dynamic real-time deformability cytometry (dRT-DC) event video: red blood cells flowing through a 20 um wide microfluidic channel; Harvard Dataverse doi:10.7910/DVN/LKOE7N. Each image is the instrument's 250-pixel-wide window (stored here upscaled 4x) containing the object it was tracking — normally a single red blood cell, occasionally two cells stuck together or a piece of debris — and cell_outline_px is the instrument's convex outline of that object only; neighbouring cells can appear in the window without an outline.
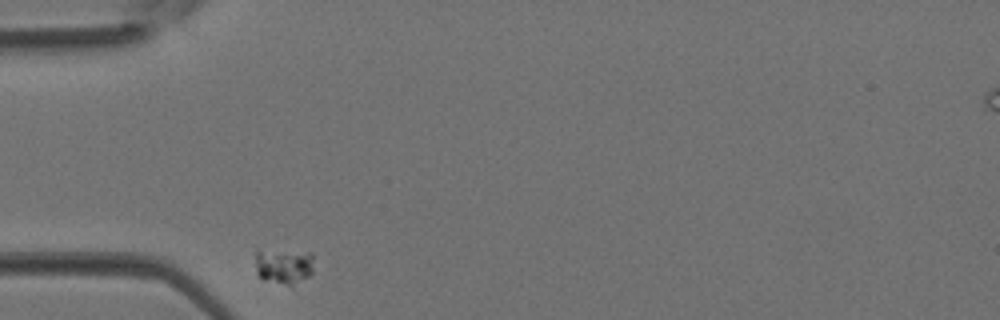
{"species": "Egyptian fruit bat (a non-hibernating species)", "species_latin": "Rousettus aegyptiacus", "temperature_condition": "room temperature", "stored_images_in_passage": 8, "camera_frame_rate_fps": 3000, "um_per_image_px": 0.085, "animal": {"sex": "female"}, "frame": {"image": 1, "passage_image": 1, "time_ms": 0.0, "image_size_px": [1000, 320], "cell_outline_px": [[312, 272], [308, 276], [292, 288], [264, 280], [256, 272], [256, 248], [312, 252]], "centroid_in_image_um": [24.1, 22.61], "position_along_channel_um": 60.9, "area_um2": 12.77}}
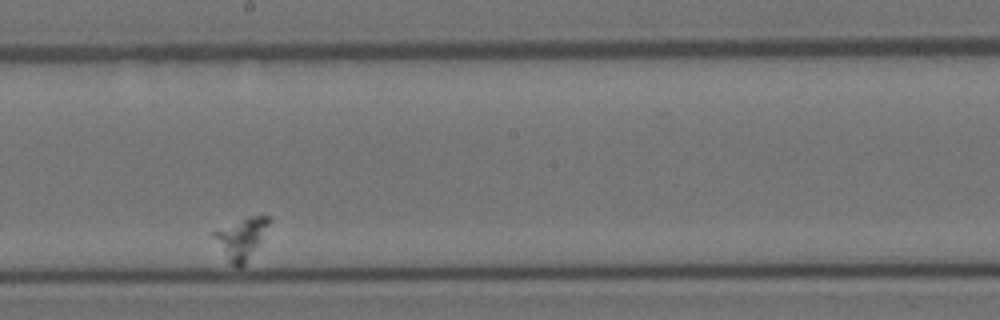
{"frame": {"image": 2, "passage_image": 5, "time_ms": 1.333, "image_size_px": [1000, 320], "cell_outline_px": [[272, 220], [260, 240], [244, 264], [240, 268], [236, 268], [228, 260], [212, 236], [212, 232], [248, 216], [268, 216]], "centroid_in_image_um": [20.5, 20.24], "position_along_channel_um": 227.7, "area_um2": 12.66}}
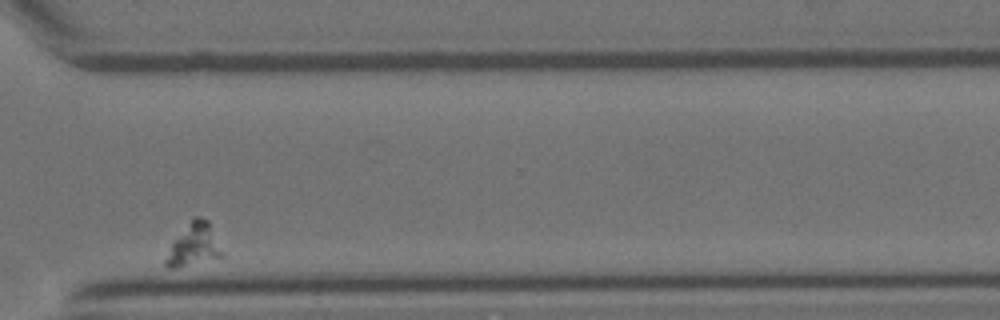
{"frame": {"image": 3, "passage_image": 8, "time_ms": 2.333, "image_size_px": [1000, 320], "cell_outline_px": [[224, 256], [176, 268], [168, 268], [164, 264], [164, 260], [172, 240], [192, 216], [200, 216], [208, 220], [224, 252]], "centroid_in_image_um": [16.45, 20.78], "position_along_channel_um": 354.1, "area_um2": 14.28}}